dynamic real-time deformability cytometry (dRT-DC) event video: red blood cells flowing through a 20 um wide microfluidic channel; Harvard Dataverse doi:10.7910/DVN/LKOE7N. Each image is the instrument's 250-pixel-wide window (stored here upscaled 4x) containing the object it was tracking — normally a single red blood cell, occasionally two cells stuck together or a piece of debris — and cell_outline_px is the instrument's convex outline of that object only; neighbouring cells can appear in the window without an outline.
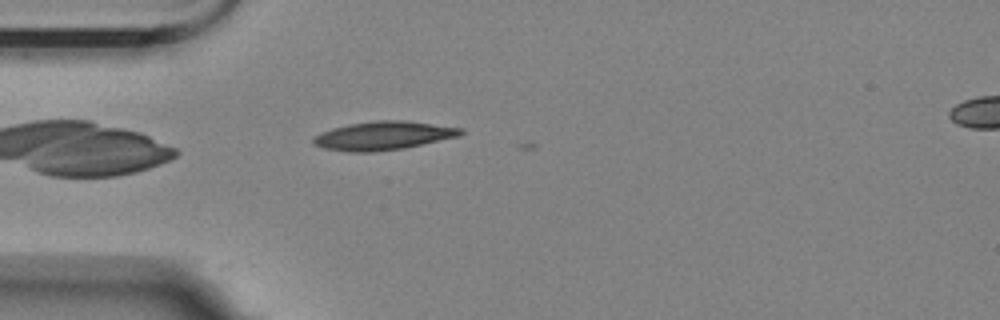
{"species": "Egyptian fruit bat (a non-hibernating species)", "species_latin": "Rousettus aegyptiacus", "temperature_condition": "room temperature", "stored_images_in_passage": 3, "camera_frame_rate_fps": 3000, "um_per_image_px": 0.085, "animal": {"sex": "female"}, "frame": {"image": 1, "passage_image": 1, "time_ms": 0.0, "image_size_px": [1000, 320], "cell_outline_px": [[464, 132], [460, 136], [404, 148], [372, 152], [348, 152], [324, 148], [312, 144], [312, 136], [320, 132], [332, 128], [348, 124], [376, 120], [408, 120], [464, 128]], "centroid_in_image_um": [32.57, 11.52], "position_along_channel_um": 52.4, "area_um2": 24.85}}